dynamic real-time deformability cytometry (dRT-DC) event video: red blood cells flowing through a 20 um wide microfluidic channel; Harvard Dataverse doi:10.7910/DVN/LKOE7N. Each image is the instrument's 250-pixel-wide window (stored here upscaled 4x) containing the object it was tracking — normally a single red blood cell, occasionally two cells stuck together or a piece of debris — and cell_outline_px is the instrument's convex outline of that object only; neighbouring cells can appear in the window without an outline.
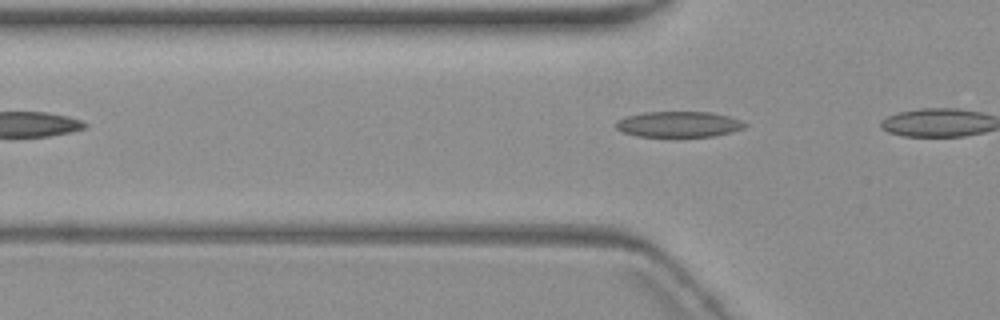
{"species": "common noctule bat (a hibernating species)", "species_latin": "Nyctalus noctula", "temperature_condition": "warm", "stored_images_in_passage": 4, "camera_frame_rate_fps": 3000, "um_per_image_px": 0.085, "animal": {"sex": "female", "body_mass_g": 19.3, "forearm_length_mm": 54.1}, "frame": {"image": 1, "passage_image": 4, "time_ms": 3.667, "image_size_px": [1000, 320], "cell_outline_px": [[748, 124], [744, 128], [732, 132], [712, 136], [636, 136], [624, 132], [616, 128], [616, 120], [624, 116], [644, 112], [712, 112], [728, 116], [740, 120]], "centroid_in_image_um": [57.68, 10.55], "position_along_channel_um": 68.1, "area_um2": 19.31}}